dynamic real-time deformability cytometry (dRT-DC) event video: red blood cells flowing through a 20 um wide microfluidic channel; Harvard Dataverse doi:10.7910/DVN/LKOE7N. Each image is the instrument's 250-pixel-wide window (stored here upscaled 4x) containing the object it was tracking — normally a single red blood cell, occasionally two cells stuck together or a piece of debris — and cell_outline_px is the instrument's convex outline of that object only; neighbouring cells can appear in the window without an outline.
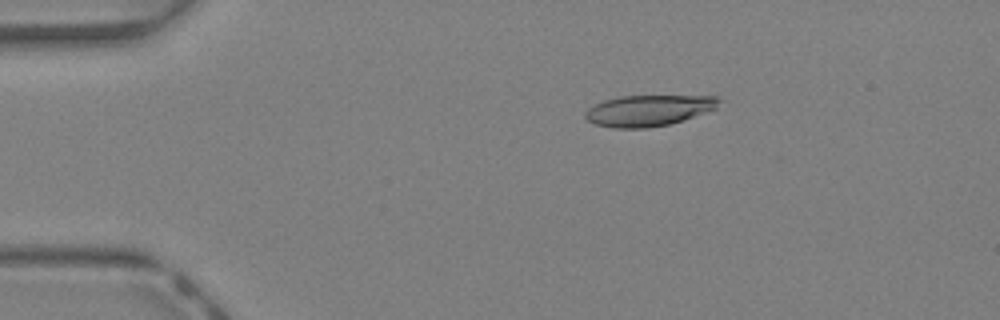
{"species": "Egyptian fruit bat (a non-hibernating species)", "species_latin": "Rousettus aegyptiacus", "temperature_condition": "warm", "stored_images_in_passage": 43, "camera_frame_rate_fps": 3000, "um_per_image_px": 0.085, "animal": {"sex": "female"}, "frame": {"image": 1, "passage_image": 8, "time_ms": 2.333, "image_size_px": [1000, 320], "cell_outline_px": [[720, 100], [716, 108], [684, 120], [668, 124], [648, 128], [612, 128], [596, 124], [588, 120], [584, 116], [584, 112], [588, 108], [604, 100], [620, 96], [716, 96]], "centroid_in_image_um": [55.1, 9.39], "position_along_channel_um": 29.9, "area_um2": 24.04}}
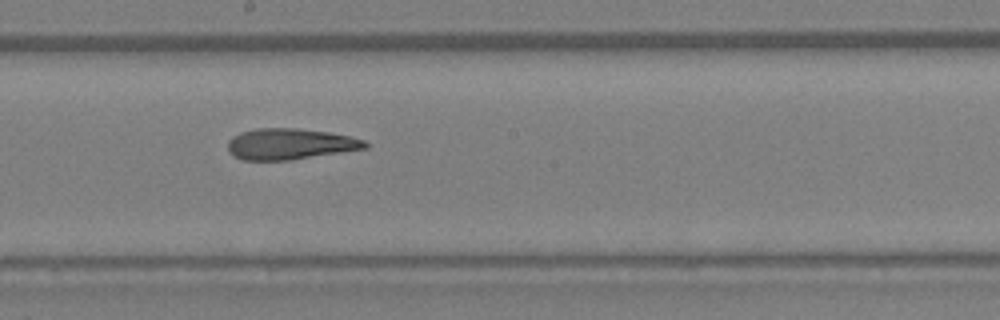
{"frame": {"image": 2, "passage_image": 24, "time_ms": 7.667, "image_size_px": [1000, 320], "cell_outline_px": [[368, 148], [288, 160], [240, 160], [228, 152], [228, 140], [232, 136], [240, 132], [256, 128], [296, 128], [328, 132], [348, 136], [364, 140], [368, 144]], "centroid_in_image_um": [24.6, 12.24], "position_along_channel_um": 223.6, "area_um2": 24.8}}
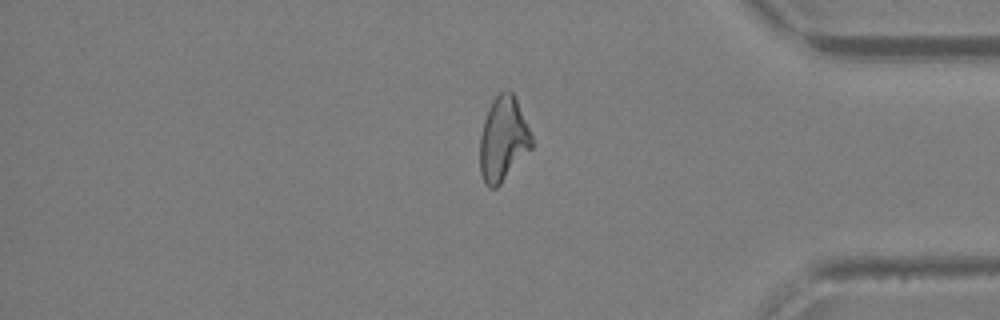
{"frame": {"image": 3, "passage_image": 36, "time_ms": 11.667, "image_size_px": [1000, 320], "cell_outline_px": [[532, 148], [500, 184], [496, 188], [488, 188], [484, 184], [480, 172], [480, 136], [484, 120], [488, 108], [492, 100], [504, 88], [508, 88], [512, 92], [516, 100], [532, 136]], "centroid_in_image_um": [42.75, 11.83], "position_along_channel_um": 392.5, "area_um2": 25.43}, "authors_computed_cell_mechanics": {"area_um2": 25.143, "velocity_mm_per_s": 4.8027, "shape_relaxation_time_tau1_ms": null, "shape_relaxation_time_tau2_ms": 3.6147, "deformation_change_tau1": null, "deformation_change_tau2": 0.1569}}